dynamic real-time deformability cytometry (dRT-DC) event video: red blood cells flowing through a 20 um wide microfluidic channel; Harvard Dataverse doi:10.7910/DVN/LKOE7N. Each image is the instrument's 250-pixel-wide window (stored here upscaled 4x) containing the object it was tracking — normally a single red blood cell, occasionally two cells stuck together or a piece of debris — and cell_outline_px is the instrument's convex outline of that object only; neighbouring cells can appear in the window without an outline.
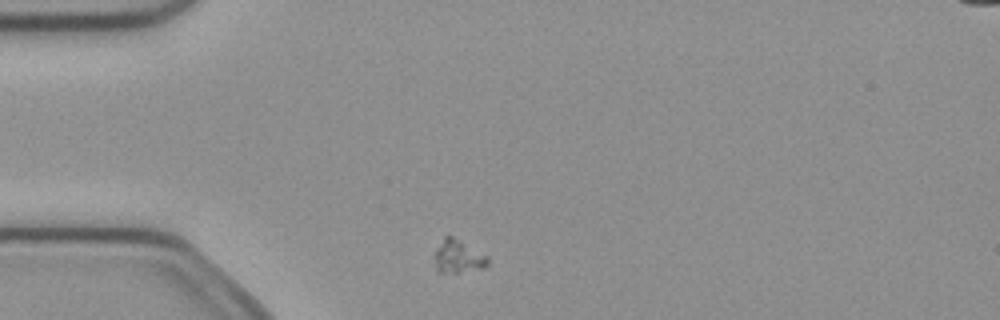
{"species": "common noctule bat (a hibernating species)", "species_latin": "Nyctalus noctula", "temperature_condition": "cold", "stored_images_in_passage": 6, "camera_frame_rate_fps": 3000, "um_per_image_px": 0.085, "animal": {"sex": "female", "body_mass_g": 21.9}, "frame": {"image": 1, "passage_image": 1, "time_ms": 0.0, "image_size_px": [1000, 320], "cell_outline_px": [[488, 264], [484, 268], [460, 272], [440, 272], [436, 268], [436, 248], [444, 236], [452, 236], [460, 240], [488, 256]], "centroid_in_image_um": [38.97, 21.8], "position_along_channel_um": 46.0, "area_um2": 10.06}}